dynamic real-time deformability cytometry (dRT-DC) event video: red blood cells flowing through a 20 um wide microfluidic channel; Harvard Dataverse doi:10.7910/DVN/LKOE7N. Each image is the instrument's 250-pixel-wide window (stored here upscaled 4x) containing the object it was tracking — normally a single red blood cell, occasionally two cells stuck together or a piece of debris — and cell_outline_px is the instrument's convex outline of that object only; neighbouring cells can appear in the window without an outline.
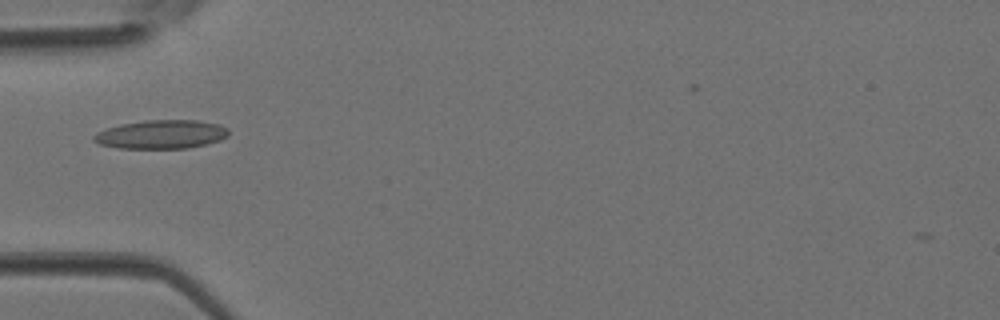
{"species": "Egyptian fruit bat (a non-hibernating species)", "species_latin": "Rousettus aegyptiacus", "temperature_condition": "room temperature", "stored_images_in_passage": 4, "camera_frame_rate_fps": 3000, "um_per_image_px": 0.085, "animal": {"sex": "female"}, "frame": {"image": 1, "passage_image": 4, "time_ms": 1.0, "image_size_px": [1000, 320], "cell_outline_px": [[228, 136], [220, 140], [188, 148], [116, 148], [100, 144], [92, 140], [92, 136], [96, 132], [120, 124], [148, 120], [196, 120], [220, 124], [228, 128]], "centroid_in_image_um": [13.7, 11.42], "position_along_channel_um": 71.3, "area_um2": 22.54}}